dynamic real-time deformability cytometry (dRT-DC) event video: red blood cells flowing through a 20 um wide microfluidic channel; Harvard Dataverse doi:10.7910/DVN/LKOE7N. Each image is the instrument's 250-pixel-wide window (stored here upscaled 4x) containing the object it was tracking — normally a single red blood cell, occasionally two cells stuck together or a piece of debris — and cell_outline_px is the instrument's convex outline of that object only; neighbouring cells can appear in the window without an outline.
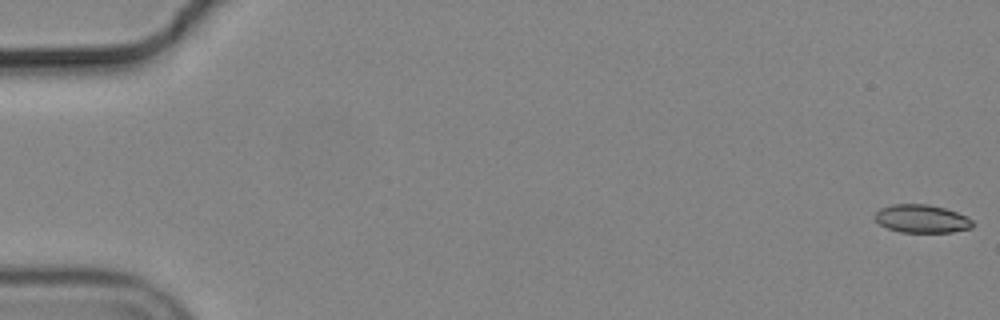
{"species": "common noctule bat (a hibernating species)", "species_latin": "Nyctalus noctula", "temperature_condition": "cold", "stored_images_in_passage": 26, "camera_frame_rate_fps": 3000, "um_per_image_px": 0.085, "animal": {"sex": "male", "body_mass_g": 19.2, "forearm_length_mm": 51.8}, "frame": {"image": 1, "passage_image": 1, "time_ms": 0.0, "image_size_px": [1000, 320], "cell_outline_px": [[972, 228], [952, 232], [900, 232], [888, 228], [880, 224], [876, 220], [876, 212], [880, 208], [892, 204], [928, 204], [944, 208], [956, 212], [972, 220]], "centroid_in_image_um": [78.34, 18.59], "position_along_channel_um": 6.7, "area_um2": 15.84}}
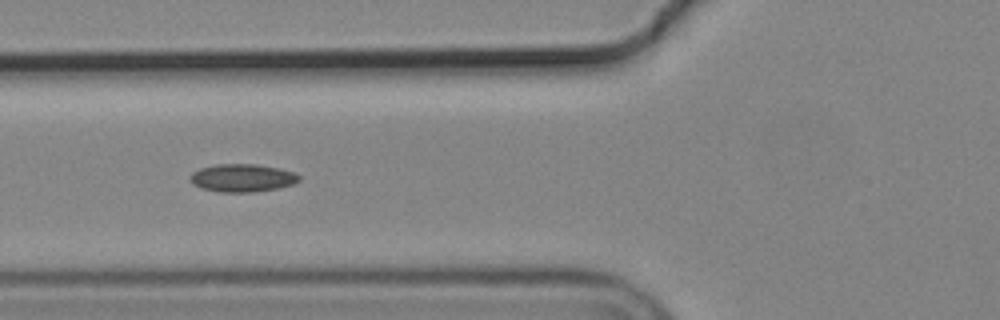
{"frame": {"image": 2, "passage_image": 22, "time_ms": 7.0, "image_size_px": [1000, 320], "cell_outline_px": [[300, 180], [292, 184], [276, 188], [252, 192], [220, 192], [200, 188], [192, 184], [188, 176], [192, 172], [200, 168], [216, 164], [256, 164], [280, 168], [292, 172], [300, 176]], "centroid_in_image_um": [20.54, 15.12], "position_along_channel_um": 105.3, "area_um2": 17.74}}
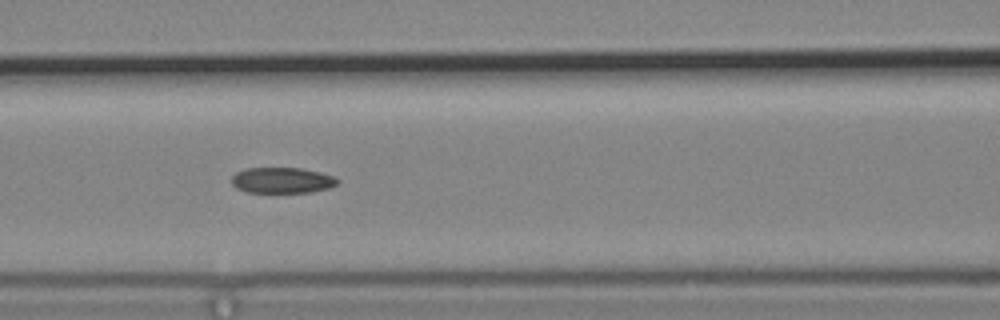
{"frame": {"image": 3, "passage_image": 25, "time_ms": 8.0, "image_size_px": [1000, 320], "cell_outline_px": [[340, 180], [332, 188], [312, 192], [248, 192], [236, 188], [232, 184], [232, 176], [236, 172], [244, 168], [304, 168], [336, 176]], "centroid_in_image_um": [24.02, 15.32], "position_along_channel_um": 142.6, "area_um2": 16.13}}